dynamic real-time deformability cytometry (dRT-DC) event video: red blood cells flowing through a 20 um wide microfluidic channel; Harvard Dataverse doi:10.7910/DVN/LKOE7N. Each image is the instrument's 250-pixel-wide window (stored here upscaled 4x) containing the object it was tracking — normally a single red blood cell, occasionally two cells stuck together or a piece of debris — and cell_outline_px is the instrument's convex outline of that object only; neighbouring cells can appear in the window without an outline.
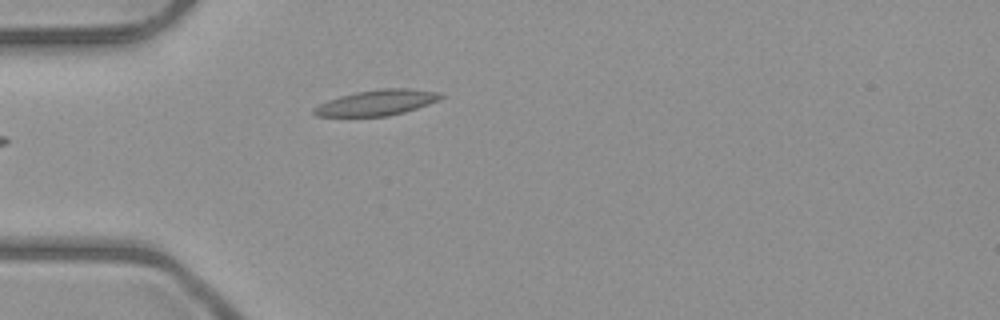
{"species": "common noctule bat (a hibernating species)", "species_latin": "Nyctalus noctula", "temperature_condition": "room temperature", "stored_images_in_passage": 2, "camera_frame_rate_fps": 3000, "um_per_image_px": 0.085, "animal": {"sex": "male", "body_mass_g": 23.1, "forearm_length_mm": 52.7}, "frame": {"image": 1, "passage_image": 2, "time_ms": 1.333, "image_size_px": [1000, 320], "cell_outline_px": [[444, 96], [428, 104], [404, 112], [388, 116], [316, 116], [312, 112], [312, 108], [328, 100], [340, 96], [356, 92], [380, 88], [408, 88], [440, 92]], "centroid_in_image_um": [32.01, 8.72], "position_along_channel_um": 53.0, "area_um2": 18.79}}